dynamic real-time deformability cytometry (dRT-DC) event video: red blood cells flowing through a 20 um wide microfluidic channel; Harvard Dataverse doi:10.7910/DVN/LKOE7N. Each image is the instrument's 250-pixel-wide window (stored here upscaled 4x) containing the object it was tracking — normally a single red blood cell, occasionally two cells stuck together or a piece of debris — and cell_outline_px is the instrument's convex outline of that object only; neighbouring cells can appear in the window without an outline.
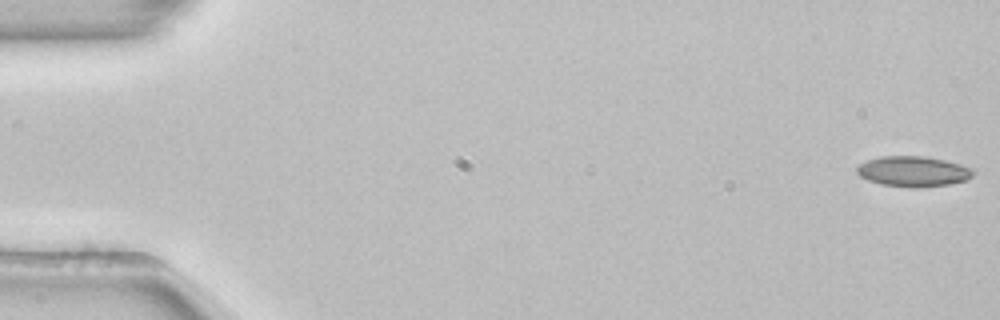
{"species": "common noctule bat (a hibernating species)", "species_latin": "Nyctalus noctula", "temperature_condition": "room temperature", "stored_images_in_passage": 53, "camera_frame_rate_fps": 3000, "um_per_image_px": 0.085, "animal": {"sex": "female", "body_mass_g": 22.7, "forearm_length_mm": 54.2}, "frame": {"image": 1, "passage_image": 1, "time_ms": 0.0, "image_size_px": [1000, 320], "cell_outline_px": [[976, 172], [968, 180], [948, 184], [880, 184], [868, 180], [860, 176], [856, 172], [856, 168], [860, 164], [868, 160], [880, 156], [924, 156], [944, 160], [960, 164], [972, 168]], "centroid_in_image_um": [77.63, 14.51], "position_along_channel_um": 7.4, "area_um2": 19.65}}
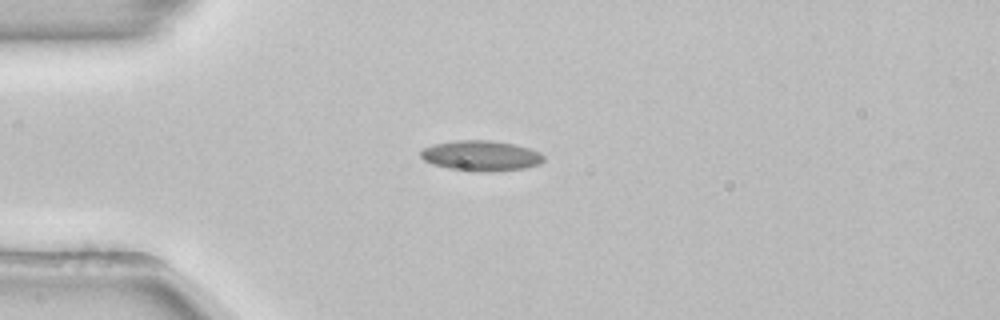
{"frame": {"image": 2, "passage_image": 14, "time_ms": 4.333, "image_size_px": [1000, 320], "cell_outline_px": [[544, 160], [540, 164], [524, 168], [492, 172], [484, 172], [448, 168], [432, 164], [424, 160], [420, 156], [420, 152], [424, 148], [432, 144], [456, 140], [492, 140], [516, 144], [540, 152], [544, 156]], "centroid_in_image_um": [40.89, 13.23], "position_along_channel_um": 44.1, "area_um2": 21.91}}
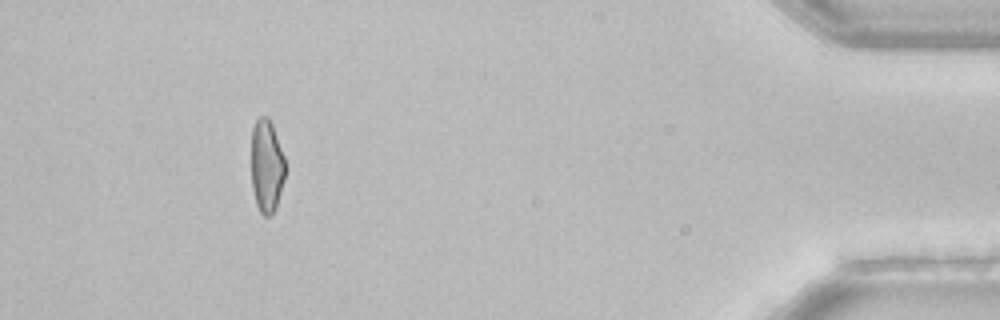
{"frame": {"image": 3, "passage_image": 49, "time_ms": 16.0, "image_size_px": [1000, 320], "cell_outline_px": [[284, 180], [276, 208], [268, 216], [264, 216], [260, 212], [256, 204], [252, 188], [252, 128], [256, 120], [260, 116], [268, 116], [272, 124], [284, 156]], "centroid_in_image_um": [22.66, 14.11], "position_along_channel_um": 412.5, "area_um2": 18.26}, "authors_computed_cell_mechanics": {"area_um2": 20.1722, "velocity_mm_per_s": 3.8848, "shape_relaxation_time_tau1_ms": 10.8024, "shape_relaxation_time_tau2_ms": 2.7129, "deformation_change_tau1": 0.208, "deformation_change_tau2": 0.0859}}